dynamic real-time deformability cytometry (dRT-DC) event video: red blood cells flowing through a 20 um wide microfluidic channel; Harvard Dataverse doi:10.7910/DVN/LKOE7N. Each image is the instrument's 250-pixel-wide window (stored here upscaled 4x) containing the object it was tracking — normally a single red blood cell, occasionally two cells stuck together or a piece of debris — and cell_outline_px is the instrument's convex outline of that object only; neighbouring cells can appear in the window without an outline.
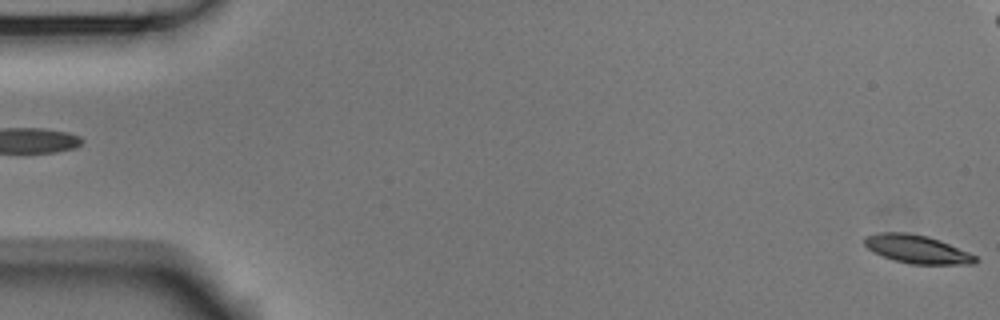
{"species": "Egyptian fruit bat (a non-hibernating species)", "species_latin": "Rousettus aegyptiacus", "temperature_condition": "room temperature", "stored_images_in_passage": 5, "segment_of_instrument_passage": [2, 2], "camera_frame_rate_fps": 3000, "um_per_image_px": 0.085, "animal": {"sex": "male"}, "frame": {"image": 1, "passage_image": 5, "time_ms": 1.333, "image_size_px": [1000, 320], "cell_outline_px": [[980, 260], [972, 264], [912, 264], [896, 260], [872, 252], [864, 244], [864, 236], [880, 232], [904, 232], [928, 236], [940, 240], [968, 252], [976, 256]], "centroid_in_image_um": [77.94, 21.17], "position_along_channel_um": 7.1, "area_um2": 18.21}}